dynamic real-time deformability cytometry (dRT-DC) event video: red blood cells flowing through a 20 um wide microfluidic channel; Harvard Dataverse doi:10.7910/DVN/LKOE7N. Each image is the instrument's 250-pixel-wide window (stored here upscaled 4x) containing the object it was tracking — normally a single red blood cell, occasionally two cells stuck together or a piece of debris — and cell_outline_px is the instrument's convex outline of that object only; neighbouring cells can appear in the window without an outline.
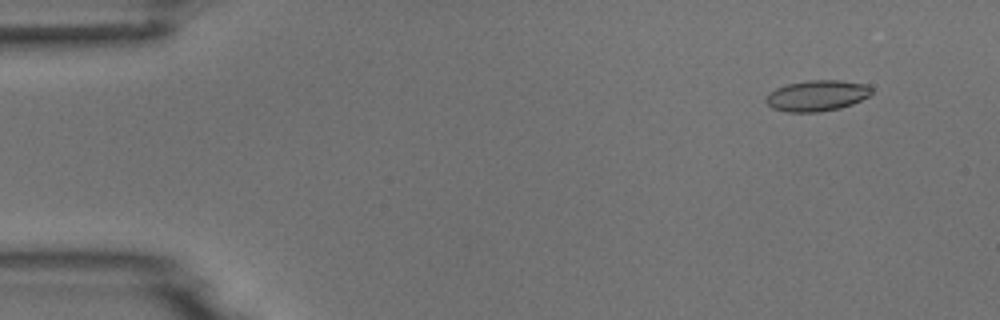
{"species": "common noctule bat (a hibernating species)", "species_latin": "Nyctalus noctula", "temperature_condition": "room temperature", "stored_images_in_passage": 8, "camera_frame_rate_fps": 3000, "um_per_image_px": 0.085, "animal": {"sex": "male", "body_mass_g": 18.8}, "frame": {"image": 1, "passage_image": 2, "time_ms": 1.333, "image_size_px": [1000, 320], "cell_outline_px": [[872, 92], [868, 96], [852, 104], [840, 108], [820, 112], [788, 112], [772, 108], [764, 100], [768, 92], [776, 88], [788, 84], [808, 80], [840, 80], [868, 84], [872, 88]], "centroid_in_image_um": [69.43, 8.13], "position_along_channel_um": 15.6, "area_um2": 19.13}}